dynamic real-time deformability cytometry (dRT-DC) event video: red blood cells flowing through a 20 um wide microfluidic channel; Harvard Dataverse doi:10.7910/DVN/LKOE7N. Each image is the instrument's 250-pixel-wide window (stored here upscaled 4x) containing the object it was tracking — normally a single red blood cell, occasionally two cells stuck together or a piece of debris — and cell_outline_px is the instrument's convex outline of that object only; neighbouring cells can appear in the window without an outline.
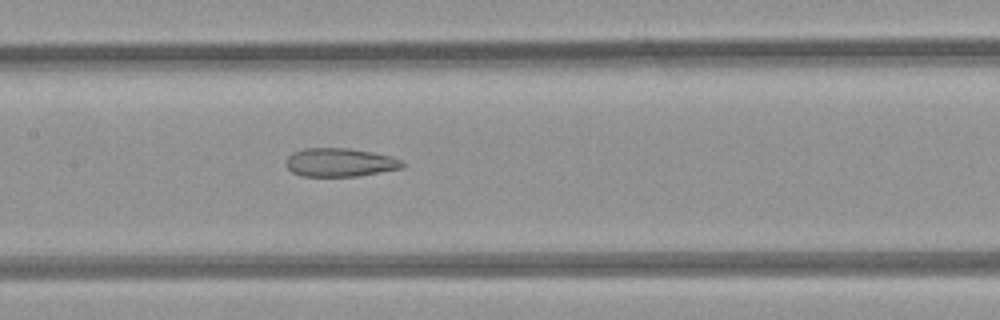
{"species": "common noctule bat (a hibernating species)", "species_latin": "Nyctalus noctula", "temperature_condition": "room temperature", "stored_images_in_passage": 24, "camera_frame_rate_fps": 3000, "um_per_image_px": 0.085, "animal": {"sex": "female", "body_mass_g": 21.9}, "frame": {"image": 1, "passage_image": 21, "time_ms": 6.667, "image_size_px": [1000, 320], "cell_outline_px": [[408, 164], [404, 168], [360, 176], [304, 176], [292, 172], [284, 164], [284, 160], [292, 152], [304, 148], [348, 148], [372, 152], [392, 156], [404, 160]], "centroid_in_image_um": [28.94, 13.8], "position_along_channel_um": 178.5, "area_um2": 19.77}}